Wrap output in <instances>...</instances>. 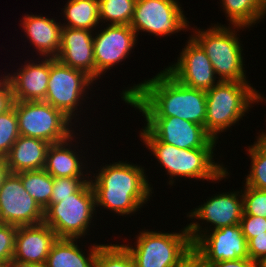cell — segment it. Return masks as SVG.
Masks as SVG:
<instances>
[{"instance_id":"cell-1","label":"cell","mask_w":266,"mask_h":267,"mask_svg":"<svg viewBox=\"0 0 266 267\" xmlns=\"http://www.w3.org/2000/svg\"><path fill=\"white\" fill-rule=\"evenodd\" d=\"M121 95L145 117H178L205 128L206 91L179 83L166 70Z\"/></svg>"},{"instance_id":"cell-2","label":"cell","mask_w":266,"mask_h":267,"mask_svg":"<svg viewBox=\"0 0 266 267\" xmlns=\"http://www.w3.org/2000/svg\"><path fill=\"white\" fill-rule=\"evenodd\" d=\"M143 168L122 161L103 166L96 179L90 180L96 206L122 216L141 208L152 193Z\"/></svg>"},{"instance_id":"cell-3","label":"cell","mask_w":266,"mask_h":267,"mask_svg":"<svg viewBox=\"0 0 266 267\" xmlns=\"http://www.w3.org/2000/svg\"><path fill=\"white\" fill-rule=\"evenodd\" d=\"M142 131L144 144L170 175V185L176 176L217 181L228 175L226 168L213 162L214 148L180 149L159 141L146 127Z\"/></svg>"},{"instance_id":"cell-4","label":"cell","mask_w":266,"mask_h":267,"mask_svg":"<svg viewBox=\"0 0 266 267\" xmlns=\"http://www.w3.org/2000/svg\"><path fill=\"white\" fill-rule=\"evenodd\" d=\"M263 99L249 83L220 81L206 90V132L216 140L217 134L244 116L251 103Z\"/></svg>"},{"instance_id":"cell-5","label":"cell","mask_w":266,"mask_h":267,"mask_svg":"<svg viewBox=\"0 0 266 267\" xmlns=\"http://www.w3.org/2000/svg\"><path fill=\"white\" fill-rule=\"evenodd\" d=\"M181 232L142 231L136 248L124 246L131 253L136 267H179L193 254L187 226Z\"/></svg>"},{"instance_id":"cell-6","label":"cell","mask_w":266,"mask_h":267,"mask_svg":"<svg viewBox=\"0 0 266 267\" xmlns=\"http://www.w3.org/2000/svg\"><path fill=\"white\" fill-rule=\"evenodd\" d=\"M95 207V194L89 180L69 197L50 198L43 222L54 230L57 238L78 239L87 234Z\"/></svg>"},{"instance_id":"cell-7","label":"cell","mask_w":266,"mask_h":267,"mask_svg":"<svg viewBox=\"0 0 266 267\" xmlns=\"http://www.w3.org/2000/svg\"><path fill=\"white\" fill-rule=\"evenodd\" d=\"M191 37L202 47L220 81L248 83L243 67L242 48L235 30L214 25ZM197 34V35H196ZM236 34V35H235Z\"/></svg>"},{"instance_id":"cell-8","label":"cell","mask_w":266,"mask_h":267,"mask_svg":"<svg viewBox=\"0 0 266 267\" xmlns=\"http://www.w3.org/2000/svg\"><path fill=\"white\" fill-rule=\"evenodd\" d=\"M21 136L39 138L50 144L73 136L71 120L45 101H14Z\"/></svg>"},{"instance_id":"cell-9","label":"cell","mask_w":266,"mask_h":267,"mask_svg":"<svg viewBox=\"0 0 266 267\" xmlns=\"http://www.w3.org/2000/svg\"><path fill=\"white\" fill-rule=\"evenodd\" d=\"M187 229L193 243V254L206 266L217 261L249 258L247 241L239 224L215 229L210 235H207V230H201L197 222L189 223Z\"/></svg>"},{"instance_id":"cell-10","label":"cell","mask_w":266,"mask_h":267,"mask_svg":"<svg viewBox=\"0 0 266 267\" xmlns=\"http://www.w3.org/2000/svg\"><path fill=\"white\" fill-rule=\"evenodd\" d=\"M93 81L85 72L66 66L56 58H50V75L44 101L72 120L73 112L77 110L86 88Z\"/></svg>"},{"instance_id":"cell-11","label":"cell","mask_w":266,"mask_h":267,"mask_svg":"<svg viewBox=\"0 0 266 267\" xmlns=\"http://www.w3.org/2000/svg\"><path fill=\"white\" fill-rule=\"evenodd\" d=\"M176 0H136L130 27L156 36L185 30L189 24Z\"/></svg>"},{"instance_id":"cell-12","label":"cell","mask_w":266,"mask_h":267,"mask_svg":"<svg viewBox=\"0 0 266 267\" xmlns=\"http://www.w3.org/2000/svg\"><path fill=\"white\" fill-rule=\"evenodd\" d=\"M43 221L44 210L25 190L21 178L9 173L0 188V222L27 226Z\"/></svg>"},{"instance_id":"cell-13","label":"cell","mask_w":266,"mask_h":267,"mask_svg":"<svg viewBox=\"0 0 266 267\" xmlns=\"http://www.w3.org/2000/svg\"><path fill=\"white\" fill-rule=\"evenodd\" d=\"M145 127L161 142L180 149L214 148L213 139L202 125L178 117H145ZM215 145V146H214Z\"/></svg>"},{"instance_id":"cell-14","label":"cell","mask_w":266,"mask_h":267,"mask_svg":"<svg viewBox=\"0 0 266 267\" xmlns=\"http://www.w3.org/2000/svg\"><path fill=\"white\" fill-rule=\"evenodd\" d=\"M177 63L165 70L179 83L195 89L208 90L218 84L214 68L202 47L191 37Z\"/></svg>"},{"instance_id":"cell-15","label":"cell","mask_w":266,"mask_h":267,"mask_svg":"<svg viewBox=\"0 0 266 267\" xmlns=\"http://www.w3.org/2000/svg\"><path fill=\"white\" fill-rule=\"evenodd\" d=\"M137 36L130 25L108 24L93 39L95 80L130 54Z\"/></svg>"},{"instance_id":"cell-16","label":"cell","mask_w":266,"mask_h":267,"mask_svg":"<svg viewBox=\"0 0 266 267\" xmlns=\"http://www.w3.org/2000/svg\"><path fill=\"white\" fill-rule=\"evenodd\" d=\"M92 31L62 26L60 50L56 59L71 68L85 72L95 81V59Z\"/></svg>"},{"instance_id":"cell-17","label":"cell","mask_w":266,"mask_h":267,"mask_svg":"<svg viewBox=\"0 0 266 267\" xmlns=\"http://www.w3.org/2000/svg\"><path fill=\"white\" fill-rule=\"evenodd\" d=\"M56 240L54 230L44 222L37 225L18 226L13 258L43 267Z\"/></svg>"},{"instance_id":"cell-18","label":"cell","mask_w":266,"mask_h":267,"mask_svg":"<svg viewBox=\"0 0 266 267\" xmlns=\"http://www.w3.org/2000/svg\"><path fill=\"white\" fill-rule=\"evenodd\" d=\"M45 59V60H44ZM38 63H26L14 75H6L14 101H44L50 75V57Z\"/></svg>"},{"instance_id":"cell-19","label":"cell","mask_w":266,"mask_h":267,"mask_svg":"<svg viewBox=\"0 0 266 267\" xmlns=\"http://www.w3.org/2000/svg\"><path fill=\"white\" fill-rule=\"evenodd\" d=\"M240 192H227L215 195L189 214L193 219L205 220L213 224L214 229L240 224L243 215V197ZM239 194V195H238ZM240 196V197H239Z\"/></svg>"},{"instance_id":"cell-20","label":"cell","mask_w":266,"mask_h":267,"mask_svg":"<svg viewBox=\"0 0 266 267\" xmlns=\"http://www.w3.org/2000/svg\"><path fill=\"white\" fill-rule=\"evenodd\" d=\"M22 27L39 55L56 58L60 50L62 24L53 18L40 15H25Z\"/></svg>"},{"instance_id":"cell-21","label":"cell","mask_w":266,"mask_h":267,"mask_svg":"<svg viewBox=\"0 0 266 267\" xmlns=\"http://www.w3.org/2000/svg\"><path fill=\"white\" fill-rule=\"evenodd\" d=\"M49 145L45 140L20 135L6 156L10 173L44 169Z\"/></svg>"},{"instance_id":"cell-22","label":"cell","mask_w":266,"mask_h":267,"mask_svg":"<svg viewBox=\"0 0 266 267\" xmlns=\"http://www.w3.org/2000/svg\"><path fill=\"white\" fill-rule=\"evenodd\" d=\"M77 239L57 238L52 244L48 257L43 267H94L98 249L102 246L97 244L90 248L86 257L79 249Z\"/></svg>"},{"instance_id":"cell-23","label":"cell","mask_w":266,"mask_h":267,"mask_svg":"<svg viewBox=\"0 0 266 267\" xmlns=\"http://www.w3.org/2000/svg\"><path fill=\"white\" fill-rule=\"evenodd\" d=\"M72 138L71 136L65 141L50 144L47 149L44 170L53 178L82 177L85 175L82 172V162L79 161L80 158L77 157L78 154L76 155V153L68 147V142H71V140H73Z\"/></svg>"},{"instance_id":"cell-24","label":"cell","mask_w":266,"mask_h":267,"mask_svg":"<svg viewBox=\"0 0 266 267\" xmlns=\"http://www.w3.org/2000/svg\"><path fill=\"white\" fill-rule=\"evenodd\" d=\"M222 4L228 20L238 29L252 26L266 14V0H222Z\"/></svg>"},{"instance_id":"cell-25","label":"cell","mask_w":266,"mask_h":267,"mask_svg":"<svg viewBox=\"0 0 266 267\" xmlns=\"http://www.w3.org/2000/svg\"><path fill=\"white\" fill-rule=\"evenodd\" d=\"M64 16L68 21L64 27L86 29L89 31L99 24V0H68Z\"/></svg>"},{"instance_id":"cell-26","label":"cell","mask_w":266,"mask_h":267,"mask_svg":"<svg viewBox=\"0 0 266 267\" xmlns=\"http://www.w3.org/2000/svg\"><path fill=\"white\" fill-rule=\"evenodd\" d=\"M16 174L21 178L25 190L45 210L50 204L53 177L44 169L22 171Z\"/></svg>"},{"instance_id":"cell-27","label":"cell","mask_w":266,"mask_h":267,"mask_svg":"<svg viewBox=\"0 0 266 267\" xmlns=\"http://www.w3.org/2000/svg\"><path fill=\"white\" fill-rule=\"evenodd\" d=\"M136 0H99V18L111 25H130Z\"/></svg>"},{"instance_id":"cell-28","label":"cell","mask_w":266,"mask_h":267,"mask_svg":"<svg viewBox=\"0 0 266 267\" xmlns=\"http://www.w3.org/2000/svg\"><path fill=\"white\" fill-rule=\"evenodd\" d=\"M248 150L252 161L245 185L266 190V144L258 137L256 143L249 146Z\"/></svg>"},{"instance_id":"cell-29","label":"cell","mask_w":266,"mask_h":267,"mask_svg":"<svg viewBox=\"0 0 266 267\" xmlns=\"http://www.w3.org/2000/svg\"><path fill=\"white\" fill-rule=\"evenodd\" d=\"M94 267H136V265L124 244H106L98 249Z\"/></svg>"},{"instance_id":"cell-30","label":"cell","mask_w":266,"mask_h":267,"mask_svg":"<svg viewBox=\"0 0 266 267\" xmlns=\"http://www.w3.org/2000/svg\"><path fill=\"white\" fill-rule=\"evenodd\" d=\"M20 136L15 108L0 114V156L6 157Z\"/></svg>"},{"instance_id":"cell-31","label":"cell","mask_w":266,"mask_h":267,"mask_svg":"<svg viewBox=\"0 0 266 267\" xmlns=\"http://www.w3.org/2000/svg\"><path fill=\"white\" fill-rule=\"evenodd\" d=\"M242 193L243 210L246 215L266 218V190H260L247 185Z\"/></svg>"},{"instance_id":"cell-32","label":"cell","mask_w":266,"mask_h":267,"mask_svg":"<svg viewBox=\"0 0 266 267\" xmlns=\"http://www.w3.org/2000/svg\"><path fill=\"white\" fill-rule=\"evenodd\" d=\"M87 181L86 177L53 178L51 198H66L77 192Z\"/></svg>"},{"instance_id":"cell-33","label":"cell","mask_w":266,"mask_h":267,"mask_svg":"<svg viewBox=\"0 0 266 267\" xmlns=\"http://www.w3.org/2000/svg\"><path fill=\"white\" fill-rule=\"evenodd\" d=\"M17 227L0 222V263L13 258Z\"/></svg>"},{"instance_id":"cell-34","label":"cell","mask_w":266,"mask_h":267,"mask_svg":"<svg viewBox=\"0 0 266 267\" xmlns=\"http://www.w3.org/2000/svg\"><path fill=\"white\" fill-rule=\"evenodd\" d=\"M240 227L246 241L266 231V218L261 216L246 215L243 212Z\"/></svg>"},{"instance_id":"cell-35","label":"cell","mask_w":266,"mask_h":267,"mask_svg":"<svg viewBox=\"0 0 266 267\" xmlns=\"http://www.w3.org/2000/svg\"><path fill=\"white\" fill-rule=\"evenodd\" d=\"M248 256L252 261H259L266 256V231L247 241Z\"/></svg>"},{"instance_id":"cell-36","label":"cell","mask_w":266,"mask_h":267,"mask_svg":"<svg viewBox=\"0 0 266 267\" xmlns=\"http://www.w3.org/2000/svg\"><path fill=\"white\" fill-rule=\"evenodd\" d=\"M14 98L11 84L6 76L0 80V114L13 107Z\"/></svg>"},{"instance_id":"cell-37","label":"cell","mask_w":266,"mask_h":267,"mask_svg":"<svg viewBox=\"0 0 266 267\" xmlns=\"http://www.w3.org/2000/svg\"><path fill=\"white\" fill-rule=\"evenodd\" d=\"M208 267H257V262L250 258H240L236 260L217 261L211 263Z\"/></svg>"},{"instance_id":"cell-38","label":"cell","mask_w":266,"mask_h":267,"mask_svg":"<svg viewBox=\"0 0 266 267\" xmlns=\"http://www.w3.org/2000/svg\"><path fill=\"white\" fill-rule=\"evenodd\" d=\"M10 170L7 165L6 157L0 156V188L5 180V178L9 175Z\"/></svg>"},{"instance_id":"cell-39","label":"cell","mask_w":266,"mask_h":267,"mask_svg":"<svg viewBox=\"0 0 266 267\" xmlns=\"http://www.w3.org/2000/svg\"><path fill=\"white\" fill-rule=\"evenodd\" d=\"M179 267H208L202 263L194 254H192L181 266Z\"/></svg>"},{"instance_id":"cell-40","label":"cell","mask_w":266,"mask_h":267,"mask_svg":"<svg viewBox=\"0 0 266 267\" xmlns=\"http://www.w3.org/2000/svg\"><path fill=\"white\" fill-rule=\"evenodd\" d=\"M8 262H9L11 267H41V266L36 265V264H32V263H27V262H22V261L16 260L14 258L9 260Z\"/></svg>"},{"instance_id":"cell-41","label":"cell","mask_w":266,"mask_h":267,"mask_svg":"<svg viewBox=\"0 0 266 267\" xmlns=\"http://www.w3.org/2000/svg\"><path fill=\"white\" fill-rule=\"evenodd\" d=\"M257 267H266V256L257 261Z\"/></svg>"},{"instance_id":"cell-42","label":"cell","mask_w":266,"mask_h":267,"mask_svg":"<svg viewBox=\"0 0 266 267\" xmlns=\"http://www.w3.org/2000/svg\"><path fill=\"white\" fill-rule=\"evenodd\" d=\"M265 144H266V133L264 132H262V134H260L259 136H258Z\"/></svg>"},{"instance_id":"cell-43","label":"cell","mask_w":266,"mask_h":267,"mask_svg":"<svg viewBox=\"0 0 266 267\" xmlns=\"http://www.w3.org/2000/svg\"><path fill=\"white\" fill-rule=\"evenodd\" d=\"M0 267H11L9 262L0 263Z\"/></svg>"}]
</instances>
